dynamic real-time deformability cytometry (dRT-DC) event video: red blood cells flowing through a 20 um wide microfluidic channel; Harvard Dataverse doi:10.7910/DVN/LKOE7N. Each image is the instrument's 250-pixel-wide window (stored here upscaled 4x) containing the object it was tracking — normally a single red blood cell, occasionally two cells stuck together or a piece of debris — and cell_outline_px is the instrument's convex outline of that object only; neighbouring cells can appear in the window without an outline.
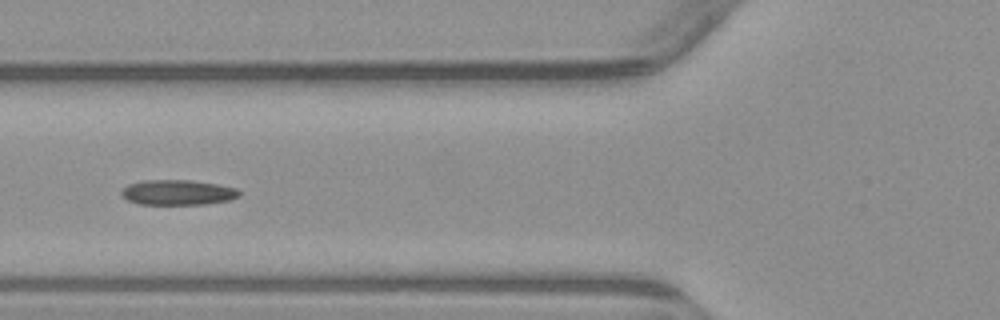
{"species": "common noctule bat (a hibernating species)", "species_latin": "Nyctalus noctula", "temperature_condition": "warm", "stored_images_in_passage": 7, "camera_frame_rate_fps": 3000, "um_per_image_px": 0.085, "animal": {"sex": "male", "body_mass_g": 23.1, "forearm_length_mm": 52.7}, "frame": {"image": 1, "passage_image": 6, "time_ms": 7.0, "image_size_px": [1000, 320], "cell_outline_px": [[240, 196], [228, 200], [204, 204], [136, 204], [128, 200], [120, 192], [128, 184], [144, 180], [192, 180], [216, 184], [236, 188], [240, 192]], "centroid_in_image_um": [15.1, 16.35], "position_along_channel_um": 110.7, "area_um2": 17.17}}
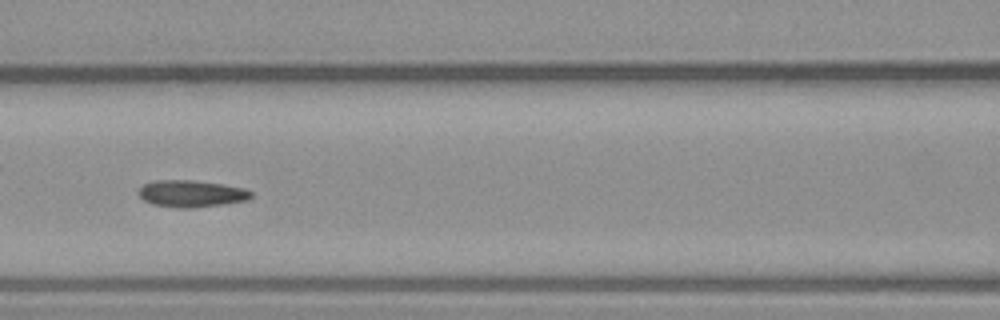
{"frame": {"image": 2, "passage_image": 7, "time_ms": 8.0, "image_size_px": [1000, 320], "cell_outline_px": [[252, 196], [248, 200], [224, 204], [192, 208], [176, 208], [152, 204], [144, 200], [140, 196], [140, 188], [144, 184], [152, 180], [192, 180], [224, 184], [244, 188], [252, 192]], "centroid_in_image_um": [16.28, 16.46], "position_along_channel_um": 150.3, "area_um2": 17.69}}